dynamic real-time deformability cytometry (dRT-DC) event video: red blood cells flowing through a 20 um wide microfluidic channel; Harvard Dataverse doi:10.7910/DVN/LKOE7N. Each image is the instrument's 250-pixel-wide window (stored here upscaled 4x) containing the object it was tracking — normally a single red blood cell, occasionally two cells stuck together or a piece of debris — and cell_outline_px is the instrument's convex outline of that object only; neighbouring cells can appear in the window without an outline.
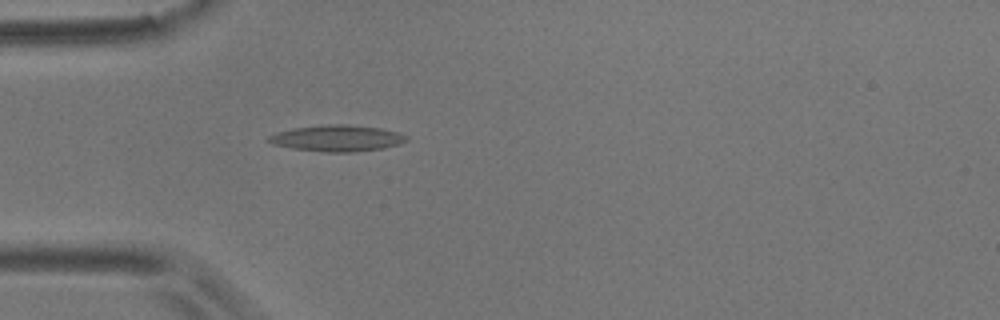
{"species": "common noctule bat (a hibernating species)", "species_latin": "Nyctalus noctula", "temperature_condition": "room temperature", "stored_images_in_passage": 5, "camera_frame_rate_fps": 3000, "um_per_image_px": 0.085, "animal": {"sex": "male", "body_mass_g": 17.9}, "frame": {"image": 1, "passage_image": 5, "time_ms": 1.333, "image_size_px": [1000, 320], "cell_outline_px": [[408, 140], [400, 144], [384, 148], [352, 152], [324, 152], [292, 148], [272, 144], [264, 140], [268, 136], [276, 132], [292, 128], [328, 124], [348, 124], [380, 128], [400, 132], [408, 136]], "centroid_in_image_um": [28.65, 11.74], "position_along_channel_um": 56.3, "area_um2": 21.39}}